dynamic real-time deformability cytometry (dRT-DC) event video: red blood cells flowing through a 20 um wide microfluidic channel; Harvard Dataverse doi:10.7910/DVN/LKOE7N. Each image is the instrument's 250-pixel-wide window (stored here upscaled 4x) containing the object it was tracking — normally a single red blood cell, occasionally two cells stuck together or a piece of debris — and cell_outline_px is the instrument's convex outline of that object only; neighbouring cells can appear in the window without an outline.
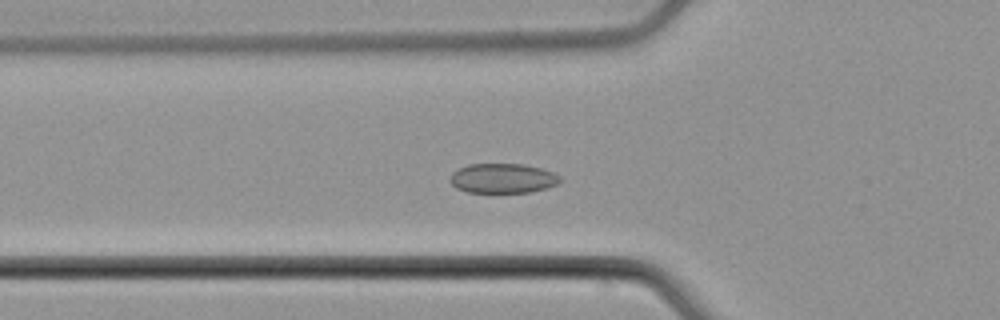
{"species": "common noctule bat (a hibernating species)", "species_latin": "Nyctalus noctula", "temperature_condition": "cold", "stored_images_in_passage": 55, "camera_frame_rate_fps": 3000, "um_per_image_px": 0.085, "animal": {"sex": "male", "body_mass_g": 21.5, "forearm_length_mm": 52.0}, "frame": {"image": 1, "passage_image": 18, "time_ms": 5.667, "image_size_px": [1000, 320], "cell_outline_px": [[560, 180], [556, 184], [532, 192], [468, 192], [456, 188], [448, 180], [452, 172], [468, 164], [524, 164], [540, 168], [552, 172], [560, 176]], "centroid_in_image_um": [42.69, 15.15], "position_along_channel_um": 83.1, "area_um2": 18.9}}
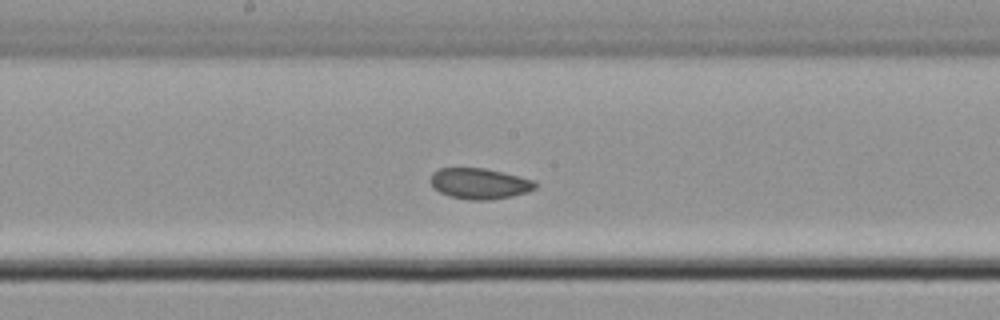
{"frame": {"image": 2, "passage_image": 28, "time_ms": 9.0, "image_size_px": [1000, 320], "cell_outline_px": [[536, 188], [528, 192], [512, 196], [488, 200], [468, 200], [448, 196], [432, 188], [432, 172], [440, 168], [484, 168], [536, 180]], "centroid_in_image_um": [40.77, 15.61], "position_along_channel_um": 207.4, "area_um2": 18.84}}
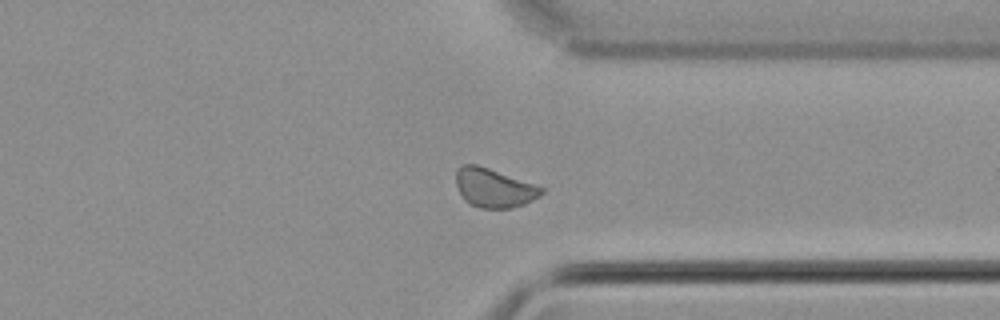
{"frame": {"image": 3, "passage_image": 41, "time_ms": 13.333, "image_size_px": [1000, 320], "cell_outline_px": [[544, 192], [540, 196], [524, 204], [512, 208], [480, 208], [468, 204], [464, 200], [456, 184], [456, 168], [464, 164], [476, 164], [488, 168], [544, 188]], "centroid_in_image_um": [41.95, 15.98], "position_along_channel_um": 369.4, "area_um2": 19.25}, "authors_computed_cell_mechanics": {"area_um2": 19.7676, "velocity_mm_per_s": 3.7437, "shape_relaxation_time_tau1_ms": null, "shape_relaxation_time_tau2_ms": 2.8688, "deformation_change_tau1": null, "deformation_change_tau2": 0.0536}}